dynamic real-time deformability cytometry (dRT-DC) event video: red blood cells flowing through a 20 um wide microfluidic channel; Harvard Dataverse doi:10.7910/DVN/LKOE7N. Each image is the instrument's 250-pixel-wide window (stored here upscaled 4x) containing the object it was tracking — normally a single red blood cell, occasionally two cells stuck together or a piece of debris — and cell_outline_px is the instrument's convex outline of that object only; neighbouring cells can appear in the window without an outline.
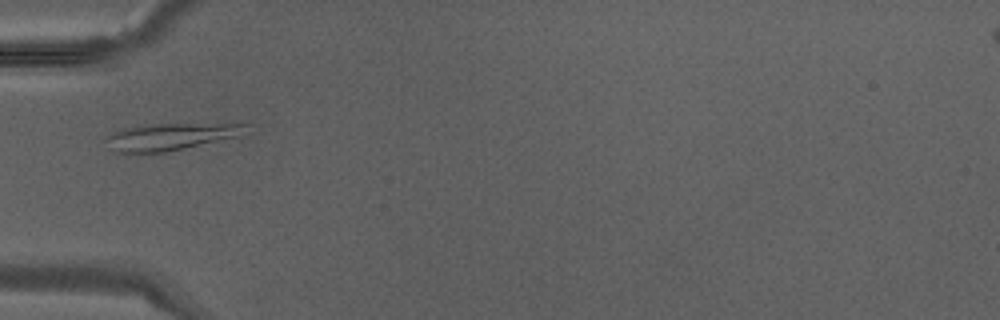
{"species": "Egyptian fruit bat (a non-hibernating species)", "species_latin": "Rousettus aegyptiacus", "temperature_condition": "warm", "stored_images_in_passage": 27, "camera_frame_rate_fps": 3000, "um_per_image_px": 0.085, "animal": {"sex": "male"}, "frame": {"image": 1, "passage_image": 1, "time_ms": 0.0, "image_size_px": [1000, 320], "cell_outline_px": [[252, 132], [236, 136], [164, 152], [116, 152], [104, 140], [112, 132], [128, 128], [152, 124], [232, 120], [236, 120], [252, 124]], "centroid_in_image_um": [14.81, 11.52], "position_along_channel_um": 70.2, "area_um2": 22.95}}
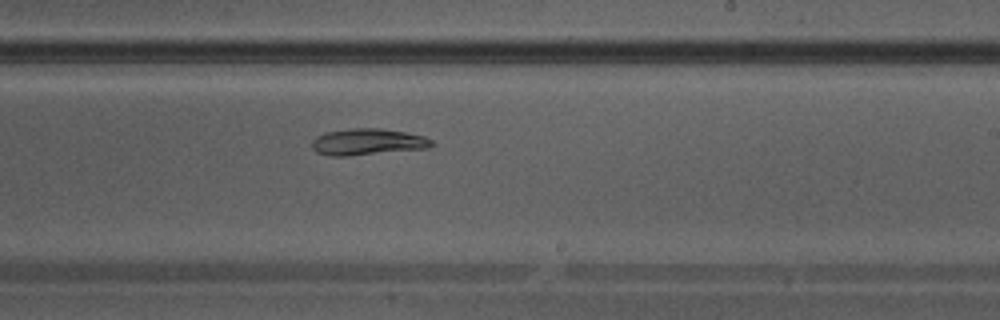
{"frame": {"image": 2, "passage_image": 12, "time_ms": 3.667, "image_size_px": [1000, 320], "cell_outline_px": [[436, 144], [428, 148], [348, 156], [328, 156], [316, 152], [312, 148], [312, 140], [316, 136], [324, 132], [348, 128], [380, 128], [404, 132], [424, 136], [432, 140]], "centroid_in_image_um": [31.22, 12.06], "position_along_channel_um": 257.8, "area_um2": 18.67}}